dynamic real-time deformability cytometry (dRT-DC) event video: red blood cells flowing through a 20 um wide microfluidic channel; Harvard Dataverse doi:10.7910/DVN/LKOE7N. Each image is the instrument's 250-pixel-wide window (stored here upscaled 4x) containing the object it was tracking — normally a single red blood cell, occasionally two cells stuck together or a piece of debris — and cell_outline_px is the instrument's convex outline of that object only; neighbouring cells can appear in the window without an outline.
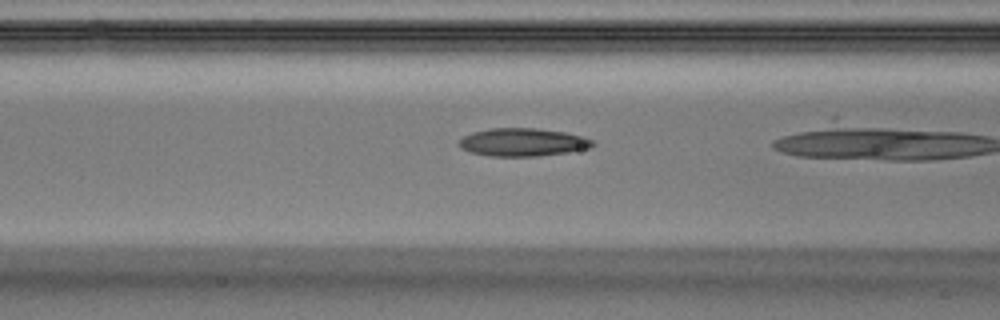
{"species": "Egyptian fruit bat (a non-hibernating species)", "species_latin": "Rousettus aegyptiacus", "temperature_condition": "warm", "stored_images_in_passage": 28, "camera_frame_rate_fps": 3000, "um_per_image_px": 0.085, "animal": {"sex": "male"}, "frame": {"image": 1, "passage_image": 13, "time_ms": 4.0, "image_size_px": [1000, 320], "cell_outline_px": [[596, 144], [592, 148], [568, 152], [540, 156], [492, 156], [472, 152], [460, 148], [460, 140], [464, 136], [472, 132], [488, 128], [536, 128], [564, 132], [584, 136], [592, 140]], "centroid_in_image_um": [44.48, 12.08], "position_along_channel_um": 122.1, "area_um2": 21.85}}
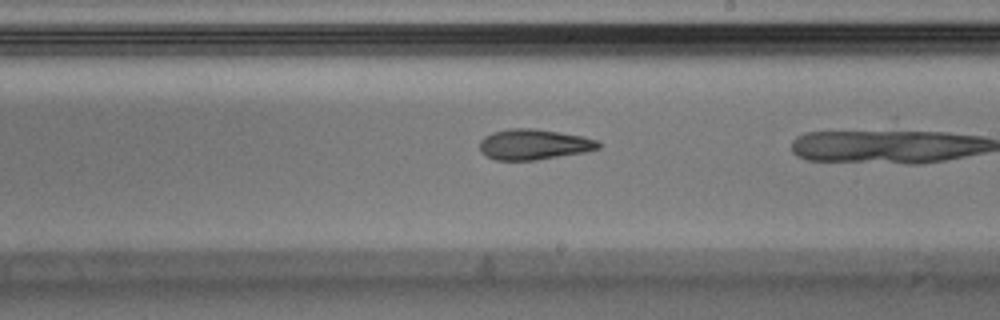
{"frame": {"image": 2, "passage_image": 20, "time_ms": 6.333, "image_size_px": [1000, 320], "cell_outline_px": [[600, 148], [584, 152], [536, 160], [496, 160], [480, 152], [480, 140], [484, 136], [492, 132], [512, 128], [536, 128], [584, 136], [596, 140], [600, 144]], "centroid_in_image_um": [45.36, 12.26], "position_along_channel_um": 243.6, "area_um2": 21.15}}